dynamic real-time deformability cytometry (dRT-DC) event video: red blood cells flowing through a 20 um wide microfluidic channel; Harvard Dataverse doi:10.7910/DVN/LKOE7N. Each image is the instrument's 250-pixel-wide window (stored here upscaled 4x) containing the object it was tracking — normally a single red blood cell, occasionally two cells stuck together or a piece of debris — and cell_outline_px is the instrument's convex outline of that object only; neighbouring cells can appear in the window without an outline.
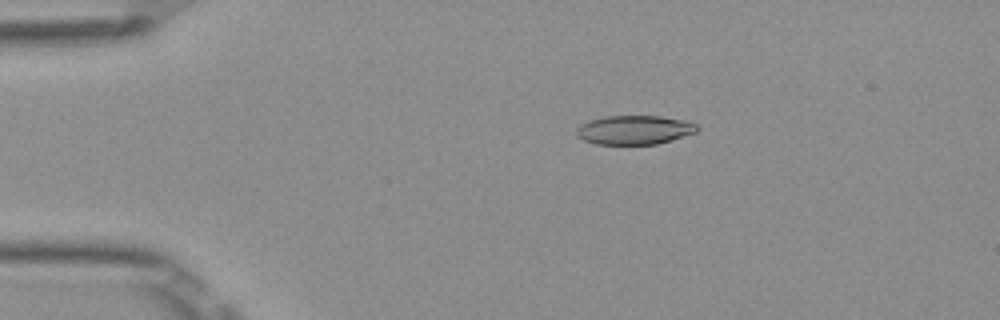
{"species": "Egyptian fruit bat (a non-hibernating species)", "species_latin": "Rousettus aegyptiacus", "temperature_condition": "room temperature", "stored_images_in_passage": 52, "camera_frame_rate_fps": 3000, "um_per_image_px": 0.085, "frame": {"image": 1, "passage_image": 10, "time_ms": 3.0, "image_size_px": [1000, 320], "cell_outline_px": [[700, 128], [696, 132], [672, 140], [656, 144], [596, 144], [584, 140], [576, 132], [576, 128], [580, 124], [588, 120], [604, 116], [660, 116], [684, 120], [696, 124]], "centroid_in_image_um": [53.93, 11.03], "position_along_channel_um": 31.1, "area_um2": 20.4}}
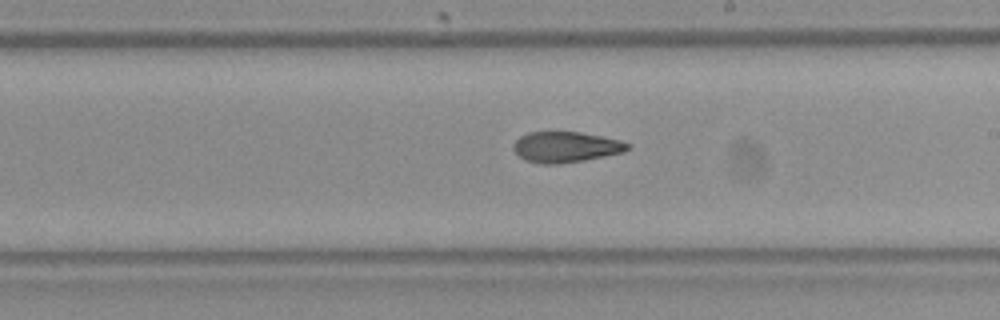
{"frame": {"image": 2, "passage_image": 30, "time_ms": 9.667, "image_size_px": [1000, 320], "cell_outline_px": [[632, 148], [624, 152], [584, 160], [556, 164], [540, 164], [524, 160], [512, 148], [512, 144], [520, 136], [528, 132], [580, 132], [620, 140], [632, 144]], "centroid_in_image_um": [48.1, 12.49], "position_along_channel_um": 240.9, "area_um2": 20.52}}
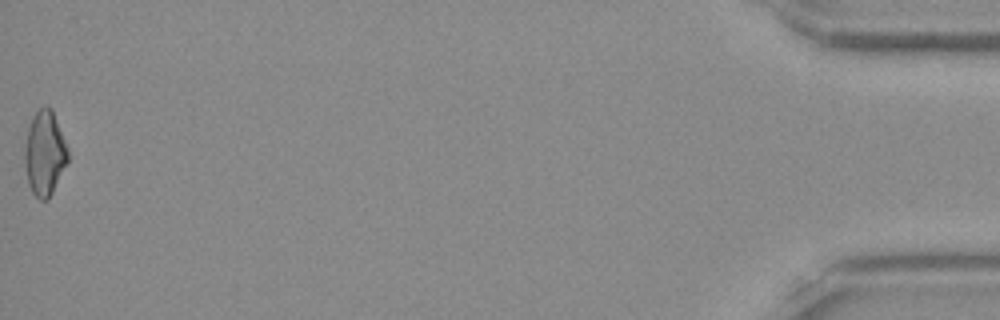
{"frame": {"image": 3, "passage_image": 52, "time_ms": 17.0, "image_size_px": [1000, 320], "cell_outline_px": [[68, 160], [48, 200], [40, 200], [32, 192], [28, 184], [24, 160], [24, 148], [28, 128], [32, 116], [40, 108], [52, 108], [68, 148]], "centroid_in_image_um": [3.78, 13.03], "position_along_channel_um": 431.4, "area_um2": 21.15}, "authors_computed_cell_mechanics": {"area_um2": 21.0103, "velocity_mm_per_s": 3.9246, "shape_relaxation_time_tau1_ms": 9.1742, "shape_relaxation_time_tau2_ms": 3.719, "deformation_change_tau1": 0.1943, "deformation_change_tau2": 0.108}}